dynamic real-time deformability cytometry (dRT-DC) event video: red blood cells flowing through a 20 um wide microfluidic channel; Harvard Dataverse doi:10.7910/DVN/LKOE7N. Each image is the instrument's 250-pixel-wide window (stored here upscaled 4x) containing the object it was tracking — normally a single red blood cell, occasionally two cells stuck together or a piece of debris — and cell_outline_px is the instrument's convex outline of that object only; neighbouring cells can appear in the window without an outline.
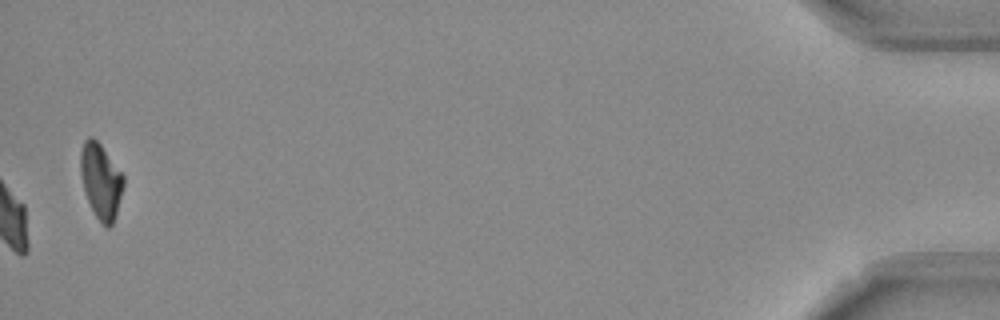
{"species": "Egyptian fruit bat (a non-hibernating species)", "species_latin": "Rousettus aegyptiacus", "temperature_condition": "room temperature", "stored_images_in_passage": 45, "camera_frame_rate_fps": 3000, "um_per_image_px": 0.085, "frame": {"image": 1, "passage_image": 45, "time_ms": 14.667, "image_size_px": [1000, 320], "cell_outline_px": [[124, 184], [116, 212], [112, 224], [108, 228], [104, 228], [96, 216], [84, 192], [80, 172], [80, 152], [84, 140], [88, 136], [92, 136], [100, 144], [124, 176]], "centroid_in_image_um": [8.55, 15.37], "position_along_channel_um": 426.6, "area_um2": 18.67}, "authors_computed_cell_mechanics": {"area_um2": 21.4438, "velocity_mm_per_s": 3.7831, "shape_relaxation_time_tau1_ms": 4.6397, "shape_relaxation_time_tau2_ms": 5.1018, "deformation_change_tau1": 0.1674, "deformation_change_tau2": 0.1184}}